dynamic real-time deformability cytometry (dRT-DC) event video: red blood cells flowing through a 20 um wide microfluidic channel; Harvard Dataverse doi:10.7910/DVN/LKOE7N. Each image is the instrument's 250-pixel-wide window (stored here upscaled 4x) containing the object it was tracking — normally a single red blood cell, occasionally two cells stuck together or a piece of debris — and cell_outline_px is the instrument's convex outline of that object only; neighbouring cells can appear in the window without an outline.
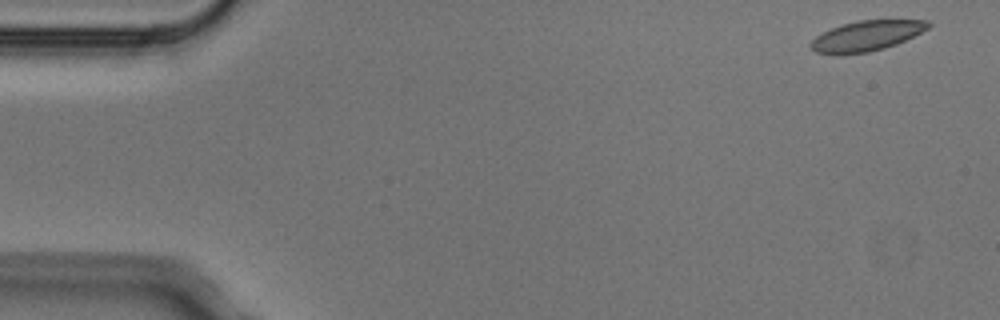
{"species": "Egyptian fruit bat (a non-hibernating species)", "species_latin": "Rousettus aegyptiacus", "temperature_condition": "cold", "stored_images_in_passage": 6, "camera_frame_rate_fps": 3000, "um_per_image_px": 0.085, "animal": {"sex": "male"}, "frame": {"image": 1, "passage_image": 1, "time_ms": 0.0, "image_size_px": [1000, 320], "cell_outline_px": [[932, 24], [928, 28], [896, 44], [884, 48], [868, 52], [844, 56], [832, 56], [816, 52], [808, 44], [816, 36], [832, 28], [856, 20], [928, 20]], "centroid_in_image_um": [73.6, 3.08], "position_along_channel_um": 11.4, "area_um2": 20.87}}
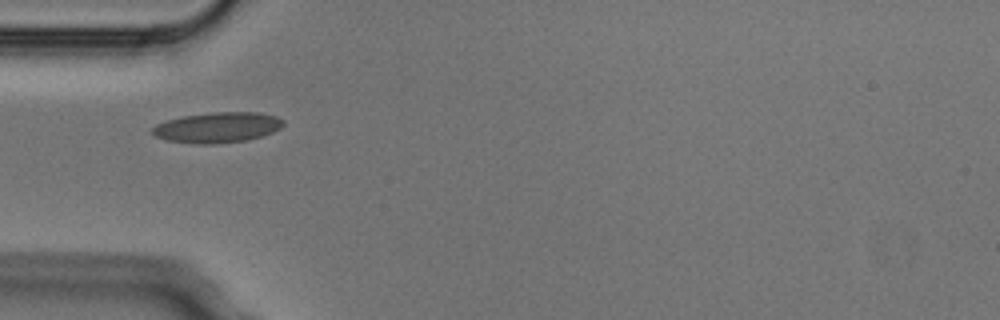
{"frame": {"image": 2, "passage_image": 5, "time_ms": 1.333, "image_size_px": [1000, 320], "cell_outline_px": [[284, 124], [280, 128], [272, 132], [248, 140], [212, 144], [196, 144], [164, 140], [156, 136], [152, 132], [152, 128], [156, 124], [168, 120], [184, 116], [212, 112], [260, 112], [276, 116], [284, 120]], "centroid_in_image_um": [18.49, 10.83], "position_along_channel_um": 66.5, "area_um2": 23.24}}
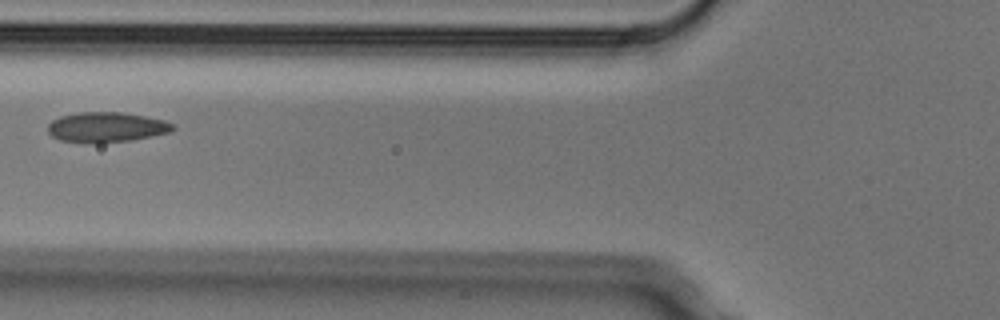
{"frame": {"image": 3, "passage_image": 6, "time_ms": 1.667, "image_size_px": [1000, 320], "cell_outline_px": [[176, 128], [172, 132], [132, 140], [100, 144], [92, 144], [60, 140], [52, 136], [48, 132], [48, 124], [52, 120], [60, 116], [76, 112], [120, 112], [144, 116], [164, 120], [176, 124]], "centroid_in_image_um": [9.06, 10.82], "position_along_channel_um": 116.7, "area_um2": 22.37}}